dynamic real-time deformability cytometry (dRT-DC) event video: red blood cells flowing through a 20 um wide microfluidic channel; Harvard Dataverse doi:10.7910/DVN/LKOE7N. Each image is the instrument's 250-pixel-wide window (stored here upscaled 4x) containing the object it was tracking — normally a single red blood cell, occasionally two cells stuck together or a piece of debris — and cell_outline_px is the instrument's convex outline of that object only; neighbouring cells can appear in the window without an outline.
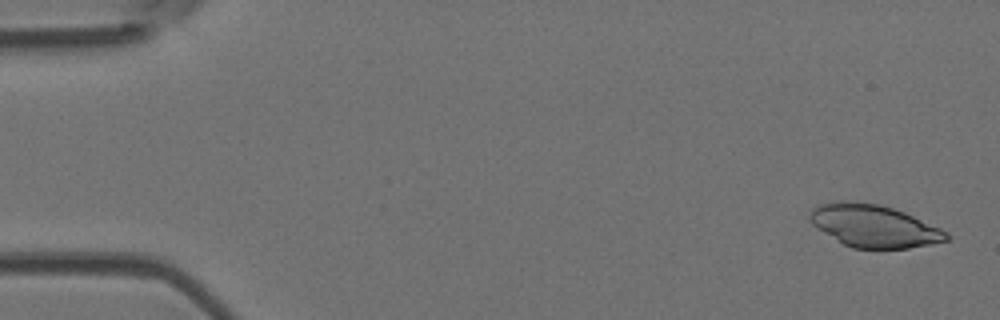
{"species": "Egyptian fruit bat (a non-hibernating species)", "species_latin": "Rousettus aegyptiacus", "temperature_condition": "room temperature", "stored_images_in_passage": 4, "camera_frame_rate_fps": 3000, "um_per_image_px": 0.085, "animal": {"sex": "female"}, "frame": {"image": 1, "passage_image": 1, "time_ms": 0.0, "image_size_px": [1000, 320], "cell_outline_px": [[952, 240], [932, 244], [908, 248], [852, 248], [844, 244], [812, 224], [808, 216], [812, 208], [820, 204], [840, 200], [844, 200], [880, 204], [904, 212], [940, 228], [948, 232], [952, 236]], "centroid_in_image_um": [74.32, 19.2], "position_along_channel_um": 10.7, "area_um2": 33.76}}